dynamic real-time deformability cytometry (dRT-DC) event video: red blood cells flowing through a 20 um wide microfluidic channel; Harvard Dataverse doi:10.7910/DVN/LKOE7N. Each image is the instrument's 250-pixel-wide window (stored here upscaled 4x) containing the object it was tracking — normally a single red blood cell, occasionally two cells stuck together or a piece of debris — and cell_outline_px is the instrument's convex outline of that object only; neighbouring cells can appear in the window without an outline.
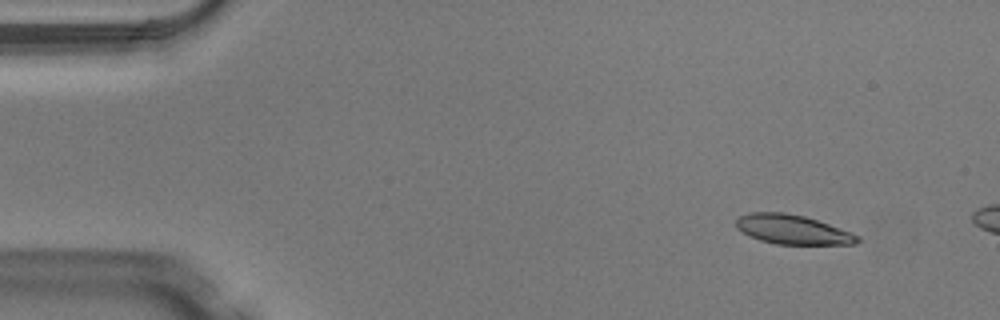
{"species": "Egyptian fruit bat (a non-hibernating species)", "species_latin": "Rousettus aegyptiacus", "temperature_condition": "warm", "stored_images_in_passage": 9, "camera_frame_rate_fps": 3000, "um_per_image_px": 0.085, "animal": {"sex": "male"}, "frame": {"image": 1, "passage_image": 4, "time_ms": 1.0, "image_size_px": [1000, 320], "cell_outline_px": [[860, 240], [856, 244], [776, 244], [760, 240], [748, 236], [736, 228], [736, 220], [740, 216], [748, 212], [784, 212], [804, 216], [852, 232], [860, 236]], "centroid_in_image_um": [67.35, 19.51], "position_along_channel_um": 17.7, "area_um2": 20.81}}